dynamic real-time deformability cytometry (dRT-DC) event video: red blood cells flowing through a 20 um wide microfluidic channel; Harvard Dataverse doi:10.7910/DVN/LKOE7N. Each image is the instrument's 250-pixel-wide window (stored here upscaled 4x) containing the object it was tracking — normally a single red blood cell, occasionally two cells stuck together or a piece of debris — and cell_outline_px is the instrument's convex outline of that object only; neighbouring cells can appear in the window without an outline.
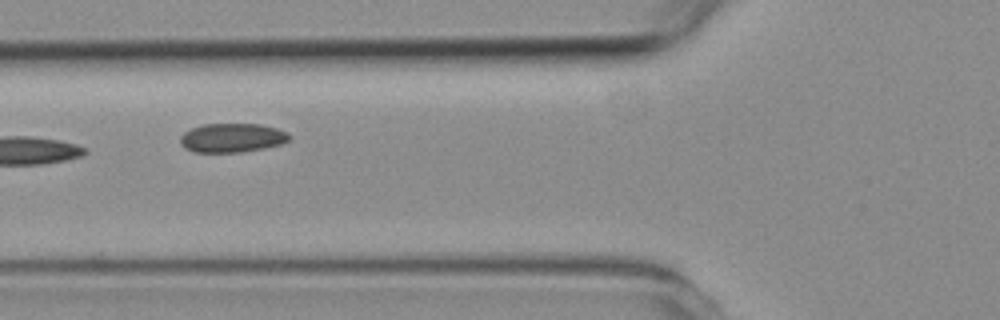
{"species": "common noctule bat (a hibernating species)", "species_latin": "Nyctalus noctula", "temperature_condition": "room temperature", "stored_images_in_passage": 7, "camera_frame_rate_fps": 3000, "um_per_image_px": 0.085, "animal": {"sex": "female", "body_mass_g": 19.3, "forearm_length_mm": 54.1}, "frame": {"image": 1, "passage_image": 7, "time_ms": 7.0, "image_size_px": [1000, 320], "cell_outline_px": [[292, 136], [288, 140], [280, 144], [264, 148], [240, 152], [192, 152], [184, 148], [180, 144], [180, 136], [184, 132], [192, 128], [204, 124], [260, 124], [276, 128], [288, 132]], "centroid_in_image_um": [19.71, 11.71], "position_along_channel_um": 106.1, "area_um2": 18.5}}